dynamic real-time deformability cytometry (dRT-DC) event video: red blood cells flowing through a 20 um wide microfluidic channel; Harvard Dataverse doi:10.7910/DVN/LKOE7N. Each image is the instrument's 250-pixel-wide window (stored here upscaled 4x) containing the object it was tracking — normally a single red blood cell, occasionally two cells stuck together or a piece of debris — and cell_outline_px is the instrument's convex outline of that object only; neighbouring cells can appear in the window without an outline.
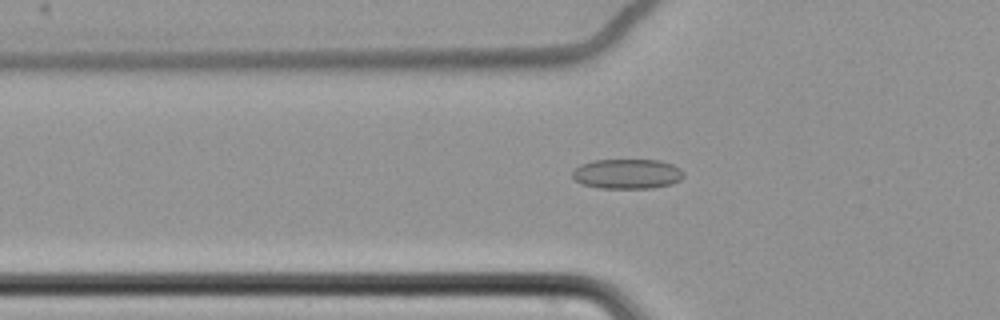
{"species": "common noctule bat (a hibernating species)", "species_latin": "Nyctalus noctula", "temperature_condition": "cold", "stored_images_in_passage": 64, "camera_frame_rate_fps": 3000, "um_per_image_px": 0.085, "animal": {"sex": "female", "body_mass_g": 22.7, "forearm_length_mm": 54.2}, "frame": {"image": 1, "passage_image": 25, "time_ms": 8.0, "image_size_px": [1000, 320], "cell_outline_px": [[684, 176], [680, 180], [672, 184], [652, 188], [600, 188], [580, 184], [572, 176], [572, 172], [580, 164], [592, 160], [660, 160], [672, 164], [680, 168], [684, 172]], "centroid_in_image_um": [53.32, 14.78], "position_along_channel_um": 72.5, "area_um2": 19.54}}
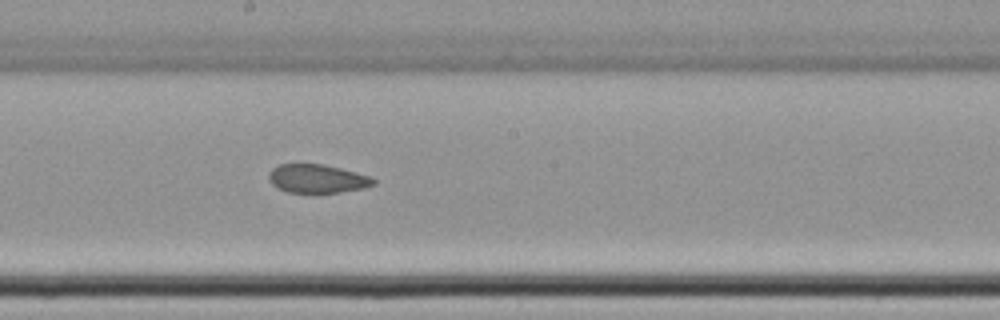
{"frame": {"image": 2, "passage_image": 38, "time_ms": 12.333, "image_size_px": [1000, 320], "cell_outline_px": [[376, 184], [364, 188], [340, 192], [288, 192], [276, 188], [268, 180], [268, 172], [272, 168], [280, 164], [324, 164], [372, 176], [376, 180]], "centroid_in_image_um": [26.97, 15.18], "position_along_channel_um": 221.2, "area_um2": 17.57}}
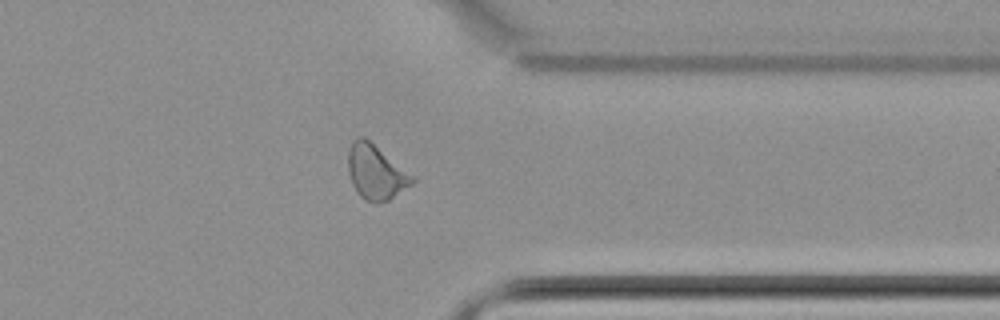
{"frame": {"image": 3, "passage_image": 52, "time_ms": 17.0, "image_size_px": [1000, 320], "cell_outline_px": [[416, 180], [412, 184], [388, 200], [368, 200], [360, 196], [352, 184], [348, 172], [348, 152], [352, 140], [360, 136], [364, 136], [412, 176]], "centroid_in_image_um": [31.9, 14.6], "position_along_channel_um": 379.5, "area_um2": 19.65}, "authors_computed_cell_mechanics": {"area_um2": 19.7098, "velocity_mm_per_s": 3.4695, "shape_relaxation_time_tau1_ms": null, "shape_relaxation_time_tau2_ms": 3.2329, "deformation_change_tau1": null, "deformation_change_tau2": 0.0743}}